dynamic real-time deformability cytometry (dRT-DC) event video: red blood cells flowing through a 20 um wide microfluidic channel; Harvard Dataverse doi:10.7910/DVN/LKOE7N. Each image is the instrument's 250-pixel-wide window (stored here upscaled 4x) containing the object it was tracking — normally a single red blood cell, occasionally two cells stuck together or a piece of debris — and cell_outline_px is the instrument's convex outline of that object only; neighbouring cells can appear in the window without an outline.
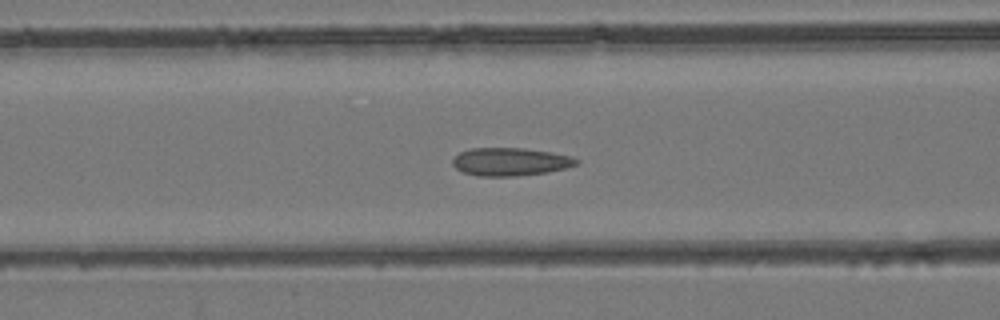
{"species": "common noctule bat (a hibernating species)", "species_latin": "Nyctalus noctula", "temperature_condition": "room temperature", "stored_images_in_passage": 49, "camera_frame_rate_fps": 3000, "um_per_image_px": 0.085, "animal": {"sex": "female", "body_mass_g": 24.6, "forearm_length_mm": 56.2}, "frame": {"image": 1, "passage_image": 20, "time_ms": 6.333, "image_size_px": [1000, 320], "cell_outline_px": [[580, 160], [576, 164], [564, 168], [548, 172], [516, 176], [476, 176], [464, 172], [456, 168], [452, 164], [452, 160], [460, 152], [472, 148], [524, 148], [572, 156]], "centroid_in_image_um": [43.36, 13.75], "position_along_channel_um": 123.2, "area_um2": 20.06}}
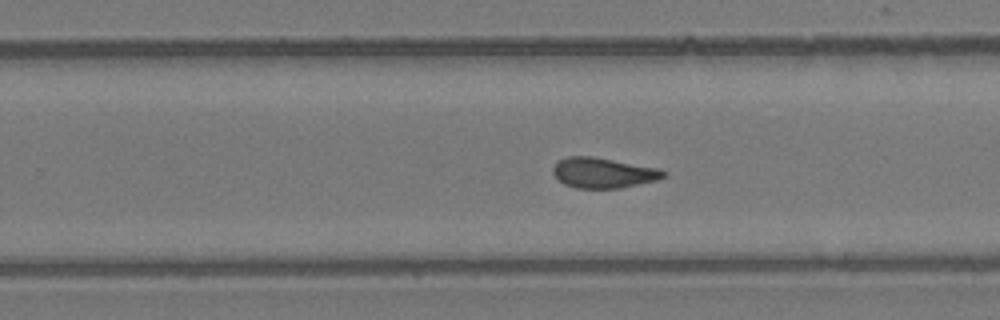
{"frame": {"image": 2, "passage_image": 31, "time_ms": 10.0, "image_size_px": [1000, 320], "cell_outline_px": [[668, 176], [656, 180], [620, 188], [576, 188], [564, 184], [552, 172], [552, 168], [556, 160], [568, 156], [592, 156], [660, 168], [668, 172]], "centroid_in_image_um": [51.29, 14.68], "position_along_channel_um": 278.5, "area_um2": 19.71}}
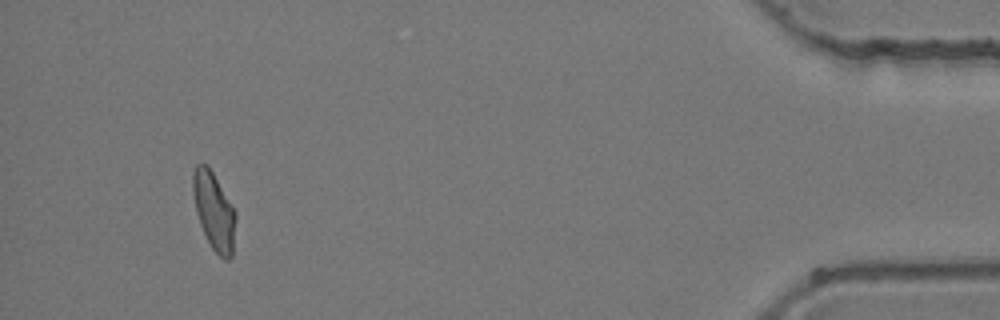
{"frame": {"image": 3, "passage_image": 46, "time_ms": 15.0, "image_size_px": [1000, 320], "cell_outline_px": [[236, 220], [232, 256], [228, 260], [224, 260], [212, 248], [200, 224], [196, 212], [192, 192], [192, 172], [196, 164], [208, 164], [236, 212]], "centroid_in_image_um": [18.18, 17.92], "position_along_channel_um": 417.0, "area_um2": 19.36}}